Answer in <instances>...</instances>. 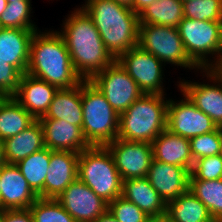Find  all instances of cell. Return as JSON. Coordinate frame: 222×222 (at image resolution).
I'll list each match as a JSON object with an SVG mask.
<instances>
[{"label": "cell", "instance_id": "52a82bcc", "mask_svg": "<svg viewBox=\"0 0 222 222\" xmlns=\"http://www.w3.org/2000/svg\"><path fill=\"white\" fill-rule=\"evenodd\" d=\"M177 29L187 55L200 69H213L219 63L222 57V22L184 17Z\"/></svg>", "mask_w": 222, "mask_h": 222}, {"label": "cell", "instance_id": "cb8c5ba5", "mask_svg": "<svg viewBox=\"0 0 222 222\" xmlns=\"http://www.w3.org/2000/svg\"><path fill=\"white\" fill-rule=\"evenodd\" d=\"M39 119L64 120L82 128V82L70 89H58L48 111Z\"/></svg>", "mask_w": 222, "mask_h": 222}, {"label": "cell", "instance_id": "8d00e7d4", "mask_svg": "<svg viewBox=\"0 0 222 222\" xmlns=\"http://www.w3.org/2000/svg\"><path fill=\"white\" fill-rule=\"evenodd\" d=\"M2 222H34L29 209L2 210Z\"/></svg>", "mask_w": 222, "mask_h": 222}, {"label": "cell", "instance_id": "f35d334b", "mask_svg": "<svg viewBox=\"0 0 222 222\" xmlns=\"http://www.w3.org/2000/svg\"><path fill=\"white\" fill-rule=\"evenodd\" d=\"M94 222H119L108 210L100 215Z\"/></svg>", "mask_w": 222, "mask_h": 222}, {"label": "cell", "instance_id": "d4e9b609", "mask_svg": "<svg viewBox=\"0 0 222 222\" xmlns=\"http://www.w3.org/2000/svg\"><path fill=\"white\" fill-rule=\"evenodd\" d=\"M168 222H213L207 207L189 190L167 203Z\"/></svg>", "mask_w": 222, "mask_h": 222}, {"label": "cell", "instance_id": "ee69618b", "mask_svg": "<svg viewBox=\"0 0 222 222\" xmlns=\"http://www.w3.org/2000/svg\"><path fill=\"white\" fill-rule=\"evenodd\" d=\"M219 138H220V144H221V152L222 155V126H219Z\"/></svg>", "mask_w": 222, "mask_h": 222}, {"label": "cell", "instance_id": "4316f807", "mask_svg": "<svg viewBox=\"0 0 222 222\" xmlns=\"http://www.w3.org/2000/svg\"><path fill=\"white\" fill-rule=\"evenodd\" d=\"M50 156L51 150L45 147L16 164L30 188L39 198H44V183L50 166Z\"/></svg>", "mask_w": 222, "mask_h": 222}, {"label": "cell", "instance_id": "7bdbcfd3", "mask_svg": "<svg viewBox=\"0 0 222 222\" xmlns=\"http://www.w3.org/2000/svg\"><path fill=\"white\" fill-rule=\"evenodd\" d=\"M7 6V0H0V16Z\"/></svg>", "mask_w": 222, "mask_h": 222}, {"label": "cell", "instance_id": "8992f818", "mask_svg": "<svg viewBox=\"0 0 222 222\" xmlns=\"http://www.w3.org/2000/svg\"><path fill=\"white\" fill-rule=\"evenodd\" d=\"M78 179L108 204L122 194V179L106 146H90L78 158Z\"/></svg>", "mask_w": 222, "mask_h": 222}, {"label": "cell", "instance_id": "f546056e", "mask_svg": "<svg viewBox=\"0 0 222 222\" xmlns=\"http://www.w3.org/2000/svg\"><path fill=\"white\" fill-rule=\"evenodd\" d=\"M31 0H20L7 3L4 12L0 16L2 28H17L26 30H39L31 20Z\"/></svg>", "mask_w": 222, "mask_h": 222}, {"label": "cell", "instance_id": "44dd1931", "mask_svg": "<svg viewBox=\"0 0 222 222\" xmlns=\"http://www.w3.org/2000/svg\"><path fill=\"white\" fill-rule=\"evenodd\" d=\"M151 144L154 160L186 168L191 173L195 161L188 138L165 129Z\"/></svg>", "mask_w": 222, "mask_h": 222}, {"label": "cell", "instance_id": "1f68e13d", "mask_svg": "<svg viewBox=\"0 0 222 222\" xmlns=\"http://www.w3.org/2000/svg\"><path fill=\"white\" fill-rule=\"evenodd\" d=\"M29 210L34 222H76L56 199L38 198Z\"/></svg>", "mask_w": 222, "mask_h": 222}, {"label": "cell", "instance_id": "836d02e7", "mask_svg": "<svg viewBox=\"0 0 222 222\" xmlns=\"http://www.w3.org/2000/svg\"><path fill=\"white\" fill-rule=\"evenodd\" d=\"M189 141L194 161L203 157L220 154L221 152L219 126L216 130L195 136L189 139Z\"/></svg>", "mask_w": 222, "mask_h": 222}, {"label": "cell", "instance_id": "83f0119b", "mask_svg": "<svg viewBox=\"0 0 222 222\" xmlns=\"http://www.w3.org/2000/svg\"><path fill=\"white\" fill-rule=\"evenodd\" d=\"M139 24H156L177 28L184 18L181 0H157L139 14Z\"/></svg>", "mask_w": 222, "mask_h": 222}, {"label": "cell", "instance_id": "7dc6e473", "mask_svg": "<svg viewBox=\"0 0 222 222\" xmlns=\"http://www.w3.org/2000/svg\"><path fill=\"white\" fill-rule=\"evenodd\" d=\"M15 1H20V0H7V3H14Z\"/></svg>", "mask_w": 222, "mask_h": 222}, {"label": "cell", "instance_id": "5bb4252c", "mask_svg": "<svg viewBox=\"0 0 222 222\" xmlns=\"http://www.w3.org/2000/svg\"><path fill=\"white\" fill-rule=\"evenodd\" d=\"M76 222H94L108 210V203L76 179L56 199Z\"/></svg>", "mask_w": 222, "mask_h": 222}, {"label": "cell", "instance_id": "60d3db41", "mask_svg": "<svg viewBox=\"0 0 222 222\" xmlns=\"http://www.w3.org/2000/svg\"><path fill=\"white\" fill-rule=\"evenodd\" d=\"M4 164H6V160L4 157L3 142L0 140V167Z\"/></svg>", "mask_w": 222, "mask_h": 222}, {"label": "cell", "instance_id": "f6af8a7d", "mask_svg": "<svg viewBox=\"0 0 222 222\" xmlns=\"http://www.w3.org/2000/svg\"><path fill=\"white\" fill-rule=\"evenodd\" d=\"M149 222H168L165 218L161 219H151Z\"/></svg>", "mask_w": 222, "mask_h": 222}, {"label": "cell", "instance_id": "4fadbf2b", "mask_svg": "<svg viewBox=\"0 0 222 222\" xmlns=\"http://www.w3.org/2000/svg\"><path fill=\"white\" fill-rule=\"evenodd\" d=\"M200 73L213 83L188 82L182 79L177 82L179 83L178 87L181 93L185 94L198 109L208 115L217 126H222V77L214 69H201Z\"/></svg>", "mask_w": 222, "mask_h": 222}, {"label": "cell", "instance_id": "e575fe53", "mask_svg": "<svg viewBox=\"0 0 222 222\" xmlns=\"http://www.w3.org/2000/svg\"><path fill=\"white\" fill-rule=\"evenodd\" d=\"M191 174L196 179L216 180L222 178V155L216 154L195 160Z\"/></svg>", "mask_w": 222, "mask_h": 222}, {"label": "cell", "instance_id": "e0dca14e", "mask_svg": "<svg viewBox=\"0 0 222 222\" xmlns=\"http://www.w3.org/2000/svg\"><path fill=\"white\" fill-rule=\"evenodd\" d=\"M79 155L76 152L51 150L50 166L44 183V199H57L78 179Z\"/></svg>", "mask_w": 222, "mask_h": 222}, {"label": "cell", "instance_id": "3957f363", "mask_svg": "<svg viewBox=\"0 0 222 222\" xmlns=\"http://www.w3.org/2000/svg\"><path fill=\"white\" fill-rule=\"evenodd\" d=\"M93 20L107 51L116 60L138 46L139 17L114 0H86L81 7Z\"/></svg>", "mask_w": 222, "mask_h": 222}, {"label": "cell", "instance_id": "6da1fadb", "mask_svg": "<svg viewBox=\"0 0 222 222\" xmlns=\"http://www.w3.org/2000/svg\"><path fill=\"white\" fill-rule=\"evenodd\" d=\"M58 33L64 39L75 72L82 80L110 66L115 59L107 51L93 20L80 7L71 12Z\"/></svg>", "mask_w": 222, "mask_h": 222}, {"label": "cell", "instance_id": "ba28073f", "mask_svg": "<svg viewBox=\"0 0 222 222\" xmlns=\"http://www.w3.org/2000/svg\"><path fill=\"white\" fill-rule=\"evenodd\" d=\"M138 46L153 54L164 65L167 63L190 70H201L187 55L175 27L139 24Z\"/></svg>", "mask_w": 222, "mask_h": 222}, {"label": "cell", "instance_id": "4dcf8cb0", "mask_svg": "<svg viewBox=\"0 0 222 222\" xmlns=\"http://www.w3.org/2000/svg\"><path fill=\"white\" fill-rule=\"evenodd\" d=\"M187 19L222 22V0H188L183 2Z\"/></svg>", "mask_w": 222, "mask_h": 222}, {"label": "cell", "instance_id": "ab89813d", "mask_svg": "<svg viewBox=\"0 0 222 222\" xmlns=\"http://www.w3.org/2000/svg\"><path fill=\"white\" fill-rule=\"evenodd\" d=\"M118 4L127 6L133 10V0H114Z\"/></svg>", "mask_w": 222, "mask_h": 222}, {"label": "cell", "instance_id": "2e32d148", "mask_svg": "<svg viewBox=\"0 0 222 222\" xmlns=\"http://www.w3.org/2000/svg\"><path fill=\"white\" fill-rule=\"evenodd\" d=\"M189 175L186 168L153 159L146 178L167 204L189 190Z\"/></svg>", "mask_w": 222, "mask_h": 222}, {"label": "cell", "instance_id": "9c48e42d", "mask_svg": "<svg viewBox=\"0 0 222 222\" xmlns=\"http://www.w3.org/2000/svg\"><path fill=\"white\" fill-rule=\"evenodd\" d=\"M89 81L101 91L119 115L144 94L116 60Z\"/></svg>", "mask_w": 222, "mask_h": 222}, {"label": "cell", "instance_id": "b9f144b4", "mask_svg": "<svg viewBox=\"0 0 222 222\" xmlns=\"http://www.w3.org/2000/svg\"><path fill=\"white\" fill-rule=\"evenodd\" d=\"M213 69L222 77V57L219 63Z\"/></svg>", "mask_w": 222, "mask_h": 222}, {"label": "cell", "instance_id": "277c9868", "mask_svg": "<svg viewBox=\"0 0 222 222\" xmlns=\"http://www.w3.org/2000/svg\"><path fill=\"white\" fill-rule=\"evenodd\" d=\"M165 95L144 93L121 113L117 138L152 143L161 132L167 129L169 99L167 100Z\"/></svg>", "mask_w": 222, "mask_h": 222}, {"label": "cell", "instance_id": "484cf974", "mask_svg": "<svg viewBox=\"0 0 222 222\" xmlns=\"http://www.w3.org/2000/svg\"><path fill=\"white\" fill-rule=\"evenodd\" d=\"M36 119L14 97H0V140L21 133Z\"/></svg>", "mask_w": 222, "mask_h": 222}, {"label": "cell", "instance_id": "d6a6232c", "mask_svg": "<svg viewBox=\"0 0 222 222\" xmlns=\"http://www.w3.org/2000/svg\"><path fill=\"white\" fill-rule=\"evenodd\" d=\"M108 211L119 222H149L151 220L140 208L121 195L108 204Z\"/></svg>", "mask_w": 222, "mask_h": 222}, {"label": "cell", "instance_id": "7a4b0ae2", "mask_svg": "<svg viewBox=\"0 0 222 222\" xmlns=\"http://www.w3.org/2000/svg\"><path fill=\"white\" fill-rule=\"evenodd\" d=\"M36 31L31 40L26 73L56 86L70 89L83 80L75 72L64 39L58 31Z\"/></svg>", "mask_w": 222, "mask_h": 222}, {"label": "cell", "instance_id": "f1b7e54d", "mask_svg": "<svg viewBox=\"0 0 222 222\" xmlns=\"http://www.w3.org/2000/svg\"><path fill=\"white\" fill-rule=\"evenodd\" d=\"M189 191L207 207L214 220L222 218V178L202 180L190 173Z\"/></svg>", "mask_w": 222, "mask_h": 222}, {"label": "cell", "instance_id": "30bf717a", "mask_svg": "<svg viewBox=\"0 0 222 222\" xmlns=\"http://www.w3.org/2000/svg\"><path fill=\"white\" fill-rule=\"evenodd\" d=\"M116 61L146 94H164L163 63L139 46L120 55Z\"/></svg>", "mask_w": 222, "mask_h": 222}, {"label": "cell", "instance_id": "ac0fdd59", "mask_svg": "<svg viewBox=\"0 0 222 222\" xmlns=\"http://www.w3.org/2000/svg\"><path fill=\"white\" fill-rule=\"evenodd\" d=\"M44 133L45 147L53 151L81 153L90 147L82 128L58 119H38Z\"/></svg>", "mask_w": 222, "mask_h": 222}, {"label": "cell", "instance_id": "7c38bea8", "mask_svg": "<svg viewBox=\"0 0 222 222\" xmlns=\"http://www.w3.org/2000/svg\"><path fill=\"white\" fill-rule=\"evenodd\" d=\"M106 147L113 156L122 180L147 176L153 160L151 143L117 138Z\"/></svg>", "mask_w": 222, "mask_h": 222}, {"label": "cell", "instance_id": "74e56055", "mask_svg": "<svg viewBox=\"0 0 222 222\" xmlns=\"http://www.w3.org/2000/svg\"><path fill=\"white\" fill-rule=\"evenodd\" d=\"M157 0H133V11L139 14L143 9Z\"/></svg>", "mask_w": 222, "mask_h": 222}, {"label": "cell", "instance_id": "8fae6325", "mask_svg": "<svg viewBox=\"0 0 222 222\" xmlns=\"http://www.w3.org/2000/svg\"><path fill=\"white\" fill-rule=\"evenodd\" d=\"M180 101L169 99L167 107V130L171 133L191 139L210 133L218 128L216 123L203 111L198 109L189 98Z\"/></svg>", "mask_w": 222, "mask_h": 222}, {"label": "cell", "instance_id": "603a6c76", "mask_svg": "<svg viewBox=\"0 0 222 222\" xmlns=\"http://www.w3.org/2000/svg\"><path fill=\"white\" fill-rule=\"evenodd\" d=\"M2 142L6 163L17 164L32 153L45 148L42 125L36 120L21 133Z\"/></svg>", "mask_w": 222, "mask_h": 222}, {"label": "cell", "instance_id": "c3c4849f", "mask_svg": "<svg viewBox=\"0 0 222 222\" xmlns=\"http://www.w3.org/2000/svg\"><path fill=\"white\" fill-rule=\"evenodd\" d=\"M0 222H2V210L0 209Z\"/></svg>", "mask_w": 222, "mask_h": 222}, {"label": "cell", "instance_id": "5b68a950", "mask_svg": "<svg viewBox=\"0 0 222 222\" xmlns=\"http://www.w3.org/2000/svg\"><path fill=\"white\" fill-rule=\"evenodd\" d=\"M82 132L90 146H106L117 139L120 115L89 80L82 81Z\"/></svg>", "mask_w": 222, "mask_h": 222}, {"label": "cell", "instance_id": "bcb514c9", "mask_svg": "<svg viewBox=\"0 0 222 222\" xmlns=\"http://www.w3.org/2000/svg\"><path fill=\"white\" fill-rule=\"evenodd\" d=\"M213 222H222V218L215 219Z\"/></svg>", "mask_w": 222, "mask_h": 222}, {"label": "cell", "instance_id": "9a60e30c", "mask_svg": "<svg viewBox=\"0 0 222 222\" xmlns=\"http://www.w3.org/2000/svg\"><path fill=\"white\" fill-rule=\"evenodd\" d=\"M0 209H29L39 198L28 185L16 164L0 167Z\"/></svg>", "mask_w": 222, "mask_h": 222}, {"label": "cell", "instance_id": "d590c367", "mask_svg": "<svg viewBox=\"0 0 222 222\" xmlns=\"http://www.w3.org/2000/svg\"><path fill=\"white\" fill-rule=\"evenodd\" d=\"M21 76L14 66L0 59V97H13L19 90Z\"/></svg>", "mask_w": 222, "mask_h": 222}, {"label": "cell", "instance_id": "d6986e66", "mask_svg": "<svg viewBox=\"0 0 222 222\" xmlns=\"http://www.w3.org/2000/svg\"><path fill=\"white\" fill-rule=\"evenodd\" d=\"M57 91L56 86L25 73L21 76L19 90L13 97L38 120L48 111Z\"/></svg>", "mask_w": 222, "mask_h": 222}, {"label": "cell", "instance_id": "7402d4cb", "mask_svg": "<svg viewBox=\"0 0 222 222\" xmlns=\"http://www.w3.org/2000/svg\"><path fill=\"white\" fill-rule=\"evenodd\" d=\"M121 196L134 203L151 219L165 218L167 204L146 177L123 180Z\"/></svg>", "mask_w": 222, "mask_h": 222}, {"label": "cell", "instance_id": "ffe728a7", "mask_svg": "<svg viewBox=\"0 0 222 222\" xmlns=\"http://www.w3.org/2000/svg\"><path fill=\"white\" fill-rule=\"evenodd\" d=\"M36 31L17 28L0 30V59L14 66L22 75L28 68L31 40Z\"/></svg>", "mask_w": 222, "mask_h": 222}]
</instances>
